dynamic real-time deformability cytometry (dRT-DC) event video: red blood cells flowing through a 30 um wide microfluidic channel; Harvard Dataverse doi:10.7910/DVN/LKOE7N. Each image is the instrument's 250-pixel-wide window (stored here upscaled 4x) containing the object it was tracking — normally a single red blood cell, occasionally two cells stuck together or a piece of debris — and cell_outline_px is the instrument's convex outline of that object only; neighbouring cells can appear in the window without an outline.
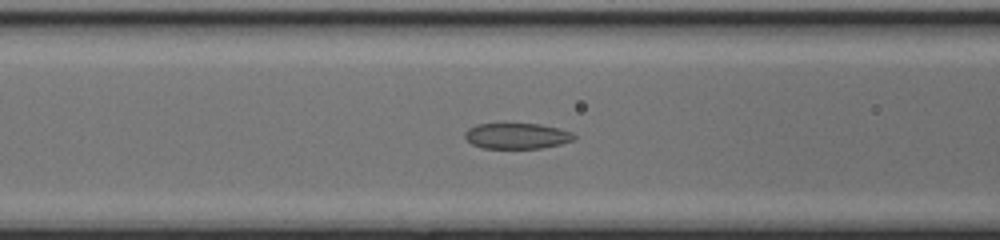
{"species": "common noctule bat (a hibernating species)", "species_latin": "Nyctalus noctula", "temperature_condition": "cold", "stored_images_in_passage": 55, "camera_frame_rate_fps": 3000, "um_per_image_px": 0.085, "animal": {"sex": "female", "body_mass_g": 17.0, "forearm_length_mm": 48.0}, "frame": {"image": 1, "passage_image": 23, "time_ms": 7.333, "image_size_px": [1000, 240], "cell_outline_px": [[576, 140], [560, 144], [540, 148], [484, 148], [472, 144], [464, 136], [464, 132], [468, 128], [476, 124], [540, 124], [560, 128], [572, 132], [576, 136]], "centroid_in_image_um": [43.96, 11.55], "position_along_channel_um": 122.6, "area_um2": 16.42}}
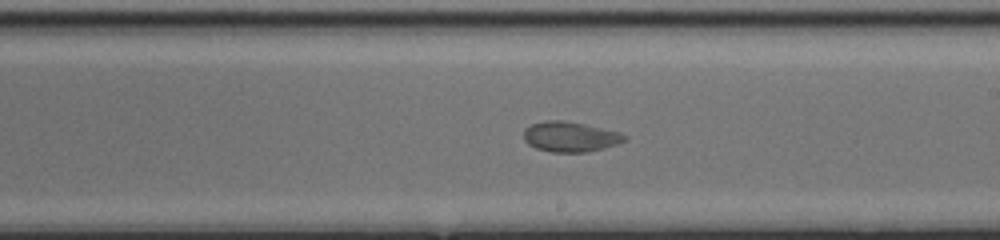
{"frame": {"image": 2, "passage_image": 32, "time_ms": 10.333, "image_size_px": [1000, 240], "cell_outline_px": [[628, 136], [624, 140], [616, 144], [604, 148], [584, 152], [552, 152], [536, 148], [528, 144], [524, 140], [524, 128], [532, 124], [544, 120], [560, 120], [584, 124], [620, 132]], "centroid_in_image_um": [48.44, 11.62], "position_along_channel_um": 240.6, "area_um2": 17.63}}
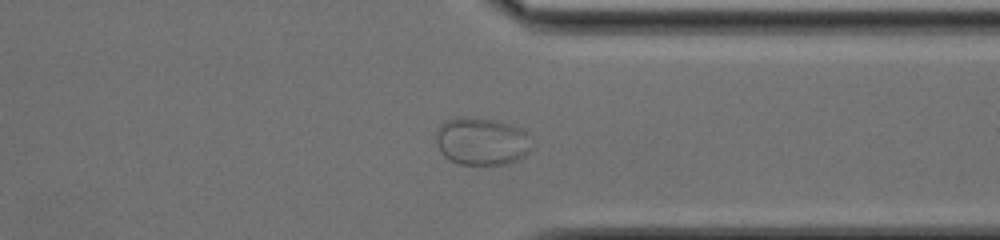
{"frame": {"image": 3, "passage_image": 42, "time_ms": 13.667, "image_size_px": [1000, 240], "cell_outline_px": [[532, 148], [524, 156], [508, 164], [456, 164], [444, 156], [440, 152], [436, 144], [436, 128], [444, 120], [456, 116], [468, 116], [492, 120], [508, 124], [520, 128], [524, 132]], "centroid_in_image_um": [40.86, 12.0], "position_along_channel_um": 370.5, "area_um2": 26.7}}